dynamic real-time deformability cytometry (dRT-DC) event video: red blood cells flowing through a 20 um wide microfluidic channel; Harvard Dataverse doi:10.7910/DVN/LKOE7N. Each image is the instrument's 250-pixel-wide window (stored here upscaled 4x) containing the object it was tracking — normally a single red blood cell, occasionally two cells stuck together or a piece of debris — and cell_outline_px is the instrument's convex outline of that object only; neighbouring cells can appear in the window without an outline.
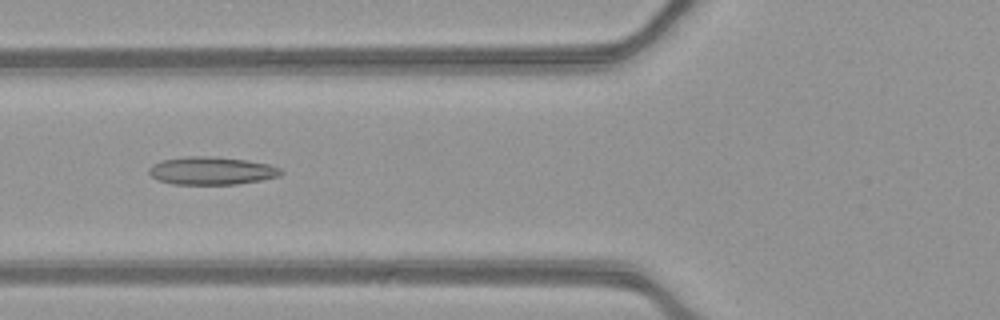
{"species": "common noctule bat (a hibernating species)", "species_latin": "Nyctalus noctula", "temperature_condition": "warm", "stored_images_in_passage": 53, "camera_frame_rate_fps": 3000, "um_per_image_px": 0.085, "animal": {"sex": "female", "body_mass_g": 21.9}, "frame": {"image": 1, "passage_image": 21, "time_ms": 6.667, "image_size_px": [1000, 320], "cell_outline_px": [[284, 172], [280, 176], [260, 180], [236, 184], [172, 184], [160, 180], [152, 176], [148, 172], [148, 168], [152, 164], [160, 160], [184, 156], [208, 156], [248, 160], [268, 164], [280, 168]], "centroid_in_image_um": [17.97, 14.5], "position_along_channel_um": 107.8, "area_um2": 21.5}}
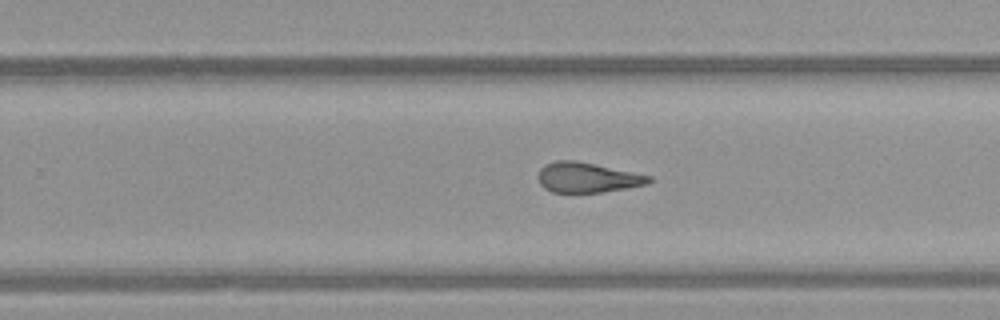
{"frame": {"image": 2, "passage_image": 34, "time_ms": 11.0, "image_size_px": [1000, 320], "cell_outline_px": [[652, 180], [648, 184], [604, 192], [552, 192], [544, 188], [540, 184], [536, 176], [540, 168], [544, 164], [556, 160], [576, 160], [652, 176]], "centroid_in_image_um": [49.88, 15.08], "position_along_channel_um": 279.9, "area_um2": 19.54}}
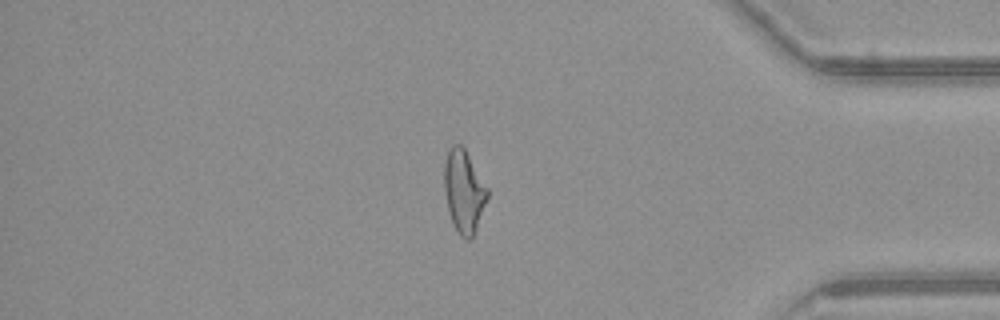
{"frame": {"image": 3, "passage_image": 45, "time_ms": 14.667, "image_size_px": [1000, 320], "cell_outline_px": [[488, 196], [472, 240], [468, 240], [460, 236], [452, 224], [448, 212], [444, 192], [444, 164], [448, 152], [452, 144], [460, 144], [464, 148], [488, 188]], "centroid_in_image_um": [39.41, 16.29], "position_along_channel_um": 395.8, "area_um2": 20.81}, "authors_computed_cell_mechanics": {"area_um2": 21.386, "velocity_mm_per_s": 3.9627, "shape_relaxation_time_tau1_ms": null, "shape_relaxation_time_tau2_ms": 3.3293, "deformation_change_tau1": null, "deformation_change_tau2": 0.1354}}